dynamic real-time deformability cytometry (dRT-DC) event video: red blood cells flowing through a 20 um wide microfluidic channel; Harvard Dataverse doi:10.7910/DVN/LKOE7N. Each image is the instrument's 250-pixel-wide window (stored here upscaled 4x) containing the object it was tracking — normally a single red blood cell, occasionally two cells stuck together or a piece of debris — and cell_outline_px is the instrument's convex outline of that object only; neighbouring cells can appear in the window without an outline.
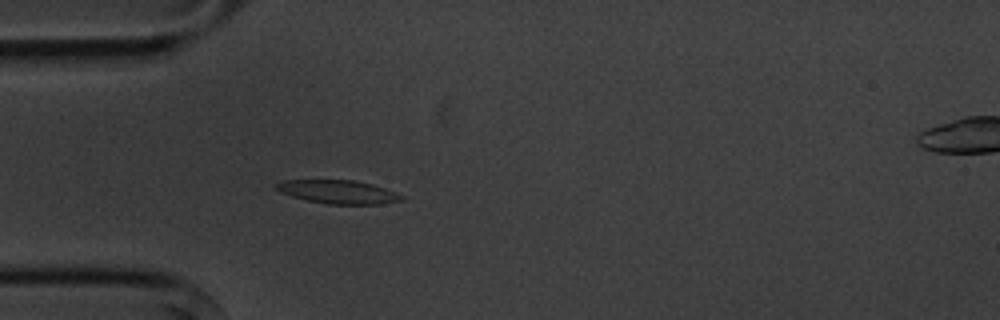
{"species": "common noctule bat (a hibernating species)", "species_latin": "Nyctalus noctula", "temperature_condition": "cold", "stored_images_in_passage": 4, "camera_frame_rate_fps": 3000, "um_per_image_px": 0.085, "animal": {"sex": "male", "body_mass_g": 20.1, "forearm_length_mm": 53.5}, "frame": {"image": 1, "passage_image": 4, "time_ms": 3.667, "image_size_px": [1000, 320], "cell_outline_px": [[404, 200], [380, 204], [328, 204], [308, 200], [292, 196], [280, 192], [276, 188], [276, 184], [284, 180], [352, 180], [372, 184], [396, 192], [404, 196]], "centroid_in_image_um": [28.78, 16.31], "position_along_channel_um": 56.2, "area_um2": 16.99}}